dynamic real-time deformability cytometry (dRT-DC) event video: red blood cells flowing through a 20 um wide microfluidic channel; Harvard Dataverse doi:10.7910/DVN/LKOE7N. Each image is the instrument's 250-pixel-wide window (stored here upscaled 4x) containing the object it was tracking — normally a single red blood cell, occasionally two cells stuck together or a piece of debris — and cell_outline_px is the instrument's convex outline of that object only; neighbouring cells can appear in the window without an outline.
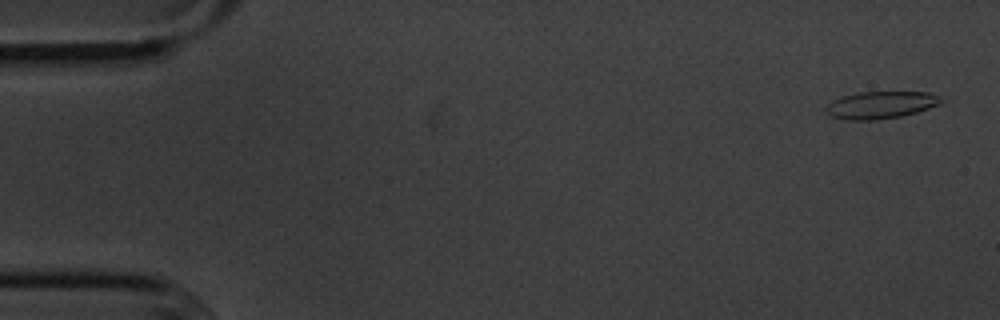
{"species": "common noctule bat (a hibernating species)", "species_latin": "Nyctalus noctula", "temperature_condition": "cold", "stored_images_in_passage": 5, "camera_frame_rate_fps": 3000, "um_per_image_px": 0.085, "animal": {"sex": "male", "body_mass_g": 20.1, "forearm_length_mm": 53.5}, "frame": {"image": 1, "passage_image": 1, "time_ms": 0.0, "image_size_px": [1000, 320], "cell_outline_px": [[948, 100], [940, 104], [916, 112], [900, 116], [876, 120], [848, 120], [832, 116], [824, 108], [832, 100], [844, 96], [860, 92], [928, 92]], "centroid_in_image_um": [74.9, 8.92], "position_along_channel_um": 10.1, "area_um2": 18.21}}